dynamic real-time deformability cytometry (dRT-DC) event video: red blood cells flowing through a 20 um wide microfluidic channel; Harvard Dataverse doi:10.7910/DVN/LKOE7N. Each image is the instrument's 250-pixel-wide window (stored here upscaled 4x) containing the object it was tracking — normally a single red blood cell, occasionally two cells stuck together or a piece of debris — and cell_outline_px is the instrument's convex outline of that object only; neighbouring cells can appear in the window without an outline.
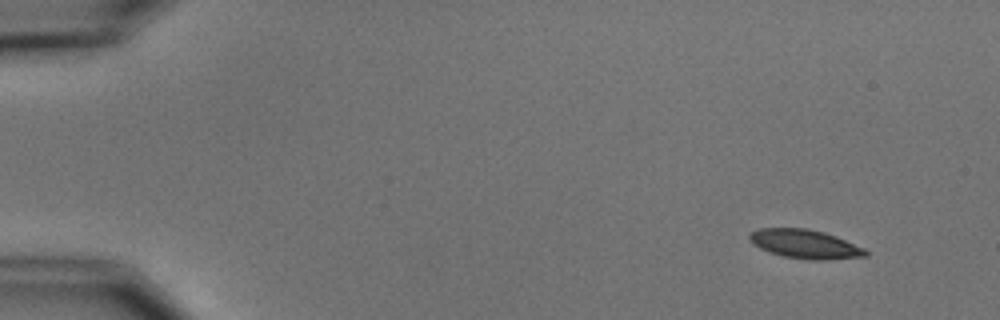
{"species": "common noctule bat (a hibernating species)", "species_latin": "Nyctalus noctula", "temperature_condition": "cold", "stored_images_in_passage": 5, "camera_frame_rate_fps": 3000, "um_per_image_px": 0.085, "animal": {"sex": "male", "body_mass_g": 15.6}, "frame": {"image": 1, "passage_image": 1, "time_ms": 0.0, "image_size_px": [1000, 320], "cell_outline_px": [[868, 256], [824, 260], [808, 260], [784, 256], [768, 252], [752, 244], [748, 240], [748, 236], [752, 232], [760, 228], [808, 228], [824, 232], [836, 236], [864, 248], [868, 252]], "centroid_in_image_um": [68.41, 20.74], "position_along_channel_um": 16.6, "area_um2": 19.65}}
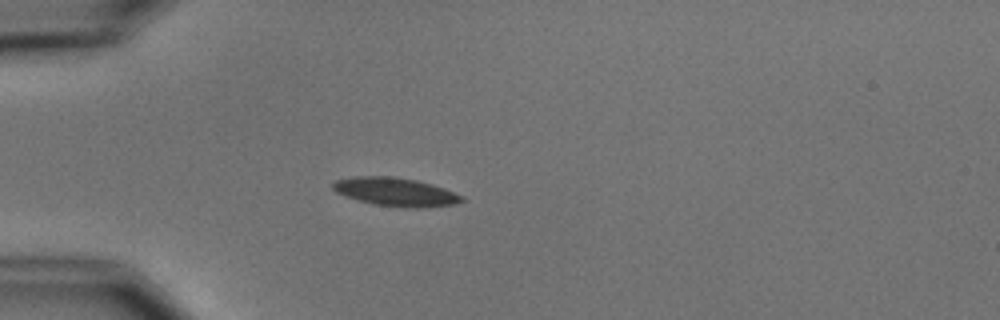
{"frame": {"image": 2, "passage_image": 4, "time_ms": 3.667, "image_size_px": [1000, 320], "cell_outline_px": [[464, 200], [452, 204], [420, 208], [404, 208], [376, 204], [344, 196], [336, 192], [332, 188], [332, 184], [336, 180], [352, 176], [396, 176], [416, 180], [432, 184], [444, 188], [464, 196]], "centroid_in_image_um": [33.61, 16.3], "position_along_channel_um": 51.4, "area_um2": 21.39}}